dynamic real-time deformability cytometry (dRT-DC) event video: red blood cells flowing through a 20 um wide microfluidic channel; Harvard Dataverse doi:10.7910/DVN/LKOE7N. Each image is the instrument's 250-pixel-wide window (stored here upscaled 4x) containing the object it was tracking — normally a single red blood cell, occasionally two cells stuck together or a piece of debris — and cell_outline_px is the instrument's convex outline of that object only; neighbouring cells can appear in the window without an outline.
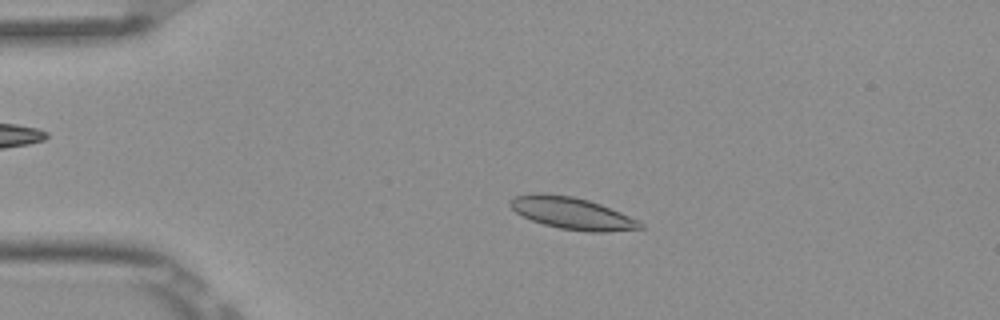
{"species": "Egyptian fruit bat (a non-hibernating species)", "species_latin": "Rousettus aegyptiacus", "temperature_condition": "room temperature", "stored_images_in_passage": 4, "camera_frame_rate_fps": 3000, "um_per_image_px": 0.085, "frame": {"image": 1, "passage_image": 3, "time_ms": 0.667, "image_size_px": [1000, 320], "cell_outline_px": [[644, 228], [604, 232], [588, 232], [560, 228], [544, 224], [532, 220], [516, 212], [508, 204], [508, 200], [516, 196], [528, 192], [544, 192], [572, 196], [588, 200], [600, 204], [620, 212], [644, 224]], "centroid_in_image_um": [48.57, 18.1], "position_along_channel_um": 36.4, "area_um2": 24.22}}